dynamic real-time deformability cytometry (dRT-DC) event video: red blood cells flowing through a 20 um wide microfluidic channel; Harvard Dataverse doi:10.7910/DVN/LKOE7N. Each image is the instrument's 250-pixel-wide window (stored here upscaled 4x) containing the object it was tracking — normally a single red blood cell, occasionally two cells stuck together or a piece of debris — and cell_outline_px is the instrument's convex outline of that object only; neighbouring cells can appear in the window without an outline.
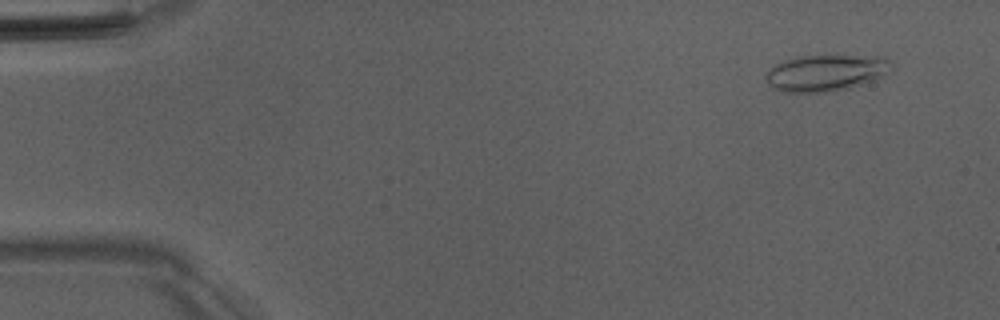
{"species": "Egyptian fruit bat (a non-hibernating species)", "species_latin": "Rousettus aegyptiacus", "temperature_condition": "room temperature", "stored_images_in_passage": 51, "camera_frame_rate_fps": 3000, "um_per_image_px": 0.085, "animal": {"sex": "male"}, "frame": {"image": 1, "passage_image": 4, "time_ms": 1.0, "image_size_px": [1000, 320], "cell_outline_px": [[892, 68], [876, 80], [848, 88], [824, 92], [784, 92], [772, 88], [768, 84], [764, 76], [776, 64], [784, 60], [796, 56], [884, 56], [888, 60]], "centroid_in_image_um": [70.18, 6.19], "position_along_channel_um": 14.8, "area_um2": 26.53}}
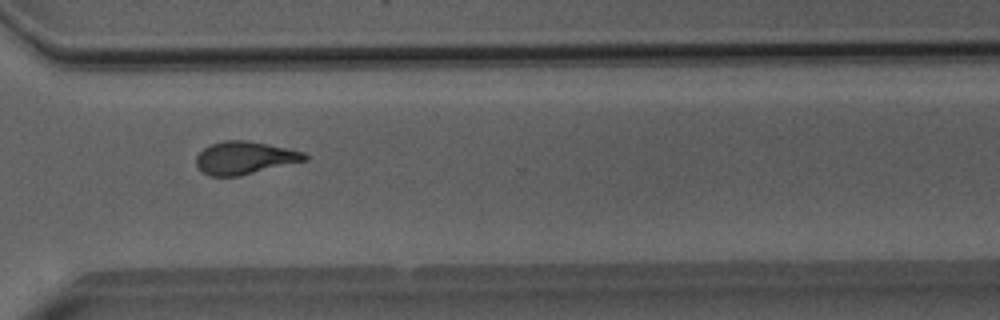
{"frame": {"image": 2, "passage_image": 38, "time_ms": 12.333, "image_size_px": [1000, 320], "cell_outline_px": [[308, 160], [240, 176], [208, 176], [200, 172], [196, 168], [196, 156], [204, 148], [212, 144], [224, 140], [248, 140], [288, 148], [304, 152], [308, 156]], "centroid_in_image_um": [20.78, 13.43], "position_along_channel_um": 349.8, "area_um2": 20.98}}
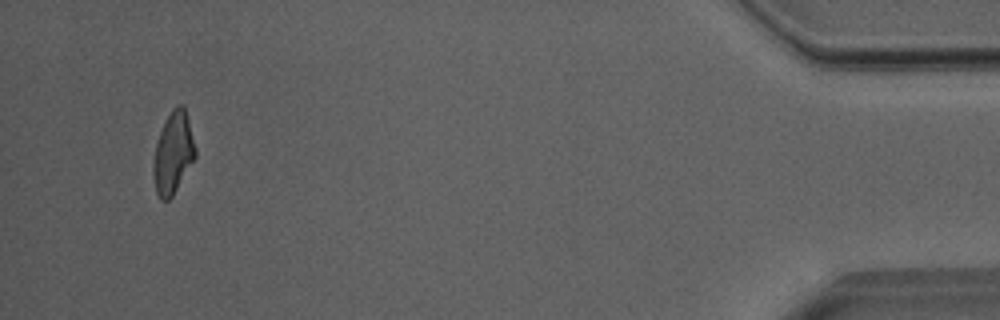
{"frame": {"image": 3, "passage_image": 49, "time_ms": 16.0, "image_size_px": [1000, 320], "cell_outline_px": [[196, 156], [172, 196], [168, 200], [160, 200], [156, 192], [152, 172], [152, 168], [156, 144], [164, 120], [172, 108], [176, 104], [184, 104], [196, 148]], "centroid_in_image_um": [14.71, 12.97], "position_along_channel_um": 420.5, "area_um2": 20.0}, "authors_computed_cell_mechanics": {"area_um2": 20.9236, "velocity_mm_per_s": 4.0255, "shape_relaxation_time_tau1_ms": null, "shape_relaxation_time_tau2_ms": 2.4015, "deformation_change_tau1": null, "deformation_change_tau2": 0.1163}}